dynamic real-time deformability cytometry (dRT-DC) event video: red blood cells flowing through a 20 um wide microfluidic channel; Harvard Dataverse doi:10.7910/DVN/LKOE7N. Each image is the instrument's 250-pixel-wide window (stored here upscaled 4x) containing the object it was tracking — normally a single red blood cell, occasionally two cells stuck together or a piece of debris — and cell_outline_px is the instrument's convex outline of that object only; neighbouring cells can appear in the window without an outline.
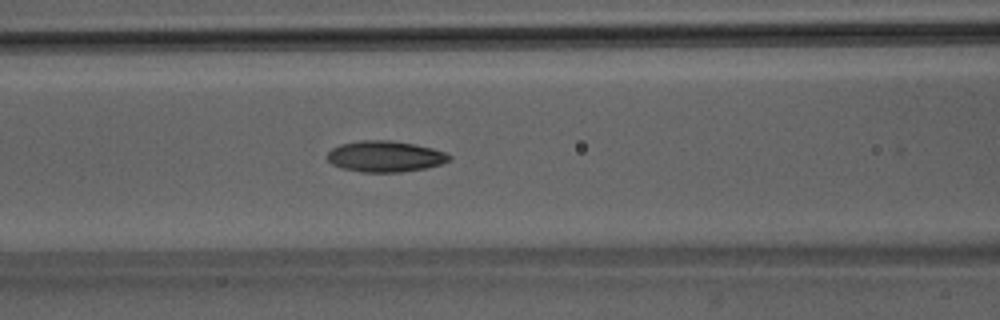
{"species": "Egyptian fruit bat (a non-hibernating species)", "species_latin": "Rousettus aegyptiacus", "temperature_condition": "room temperature", "stored_images_in_passage": 40, "camera_frame_rate_fps": 3000, "um_per_image_px": 0.085, "animal": {"sex": "male"}, "frame": {"image": 1, "passage_image": 10, "time_ms": 3.0, "image_size_px": [1000, 320], "cell_outline_px": [[452, 160], [440, 164], [424, 168], [400, 172], [360, 172], [340, 168], [332, 164], [328, 160], [328, 152], [332, 148], [340, 144], [360, 140], [388, 140], [412, 144], [432, 148], [444, 152], [452, 156]], "centroid_in_image_um": [32.71, 13.3], "position_along_channel_um": 133.9, "area_um2": 22.02}}
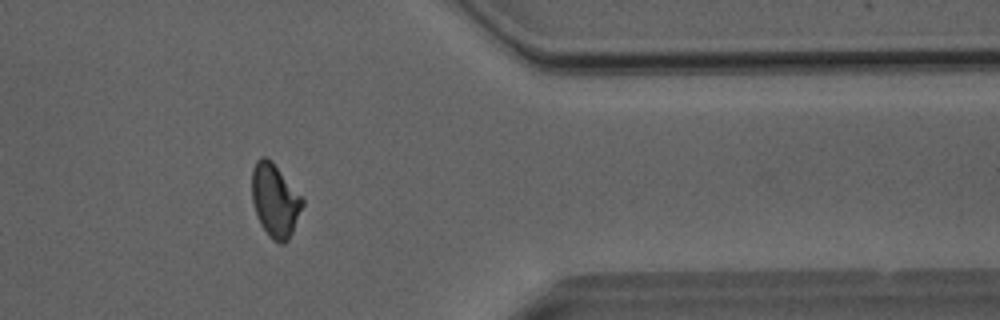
{"frame": {"image": 2, "passage_image": 30, "time_ms": 9.667, "image_size_px": [1000, 320], "cell_outline_px": [[304, 204], [292, 232], [288, 240], [284, 244], [280, 244], [272, 240], [268, 236], [260, 224], [252, 200], [252, 168], [256, 160], [260, 156], [264, 156], [272, 160], [304, 200]], "centroid_in_image_um": [23.36, 17.03], "position_along_channel_um": 388.0, "area_um2": 21.62}}
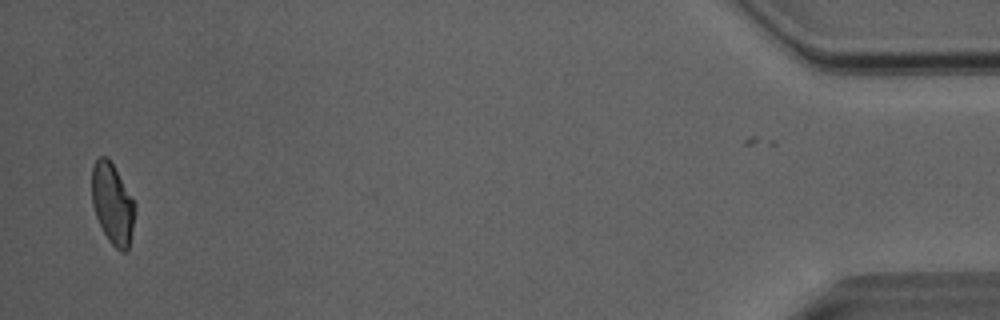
{"frame": {"image": 3, "passage_image": 38, "time_ms": 12.333, "image_size_px": [1000, 320], "cell_outline_px": [[136, 208], [128, 248], [124, 252], [120, 252], [108, 240], [96, 216], [92, 204], [92, 168], [96, 160], [100, 156], [108, 156], [136, 204]], "centroid_in_image_um": [9.56, 17.3], "position_along_channel_um": 425.6, "area_um2": 20.11}, "authors_computed_cell_mechanics": {"area_um2": 21.0392, "velocity_mm_per_s": 4.0628, "shape_relaxation_time_tau1_ms": 7.0495, "shape_relaxation_time_tau2_ms": 3.2615, "deformation_change_tau1": 0.1673, "deformation_change_tau2": 0.1058}}